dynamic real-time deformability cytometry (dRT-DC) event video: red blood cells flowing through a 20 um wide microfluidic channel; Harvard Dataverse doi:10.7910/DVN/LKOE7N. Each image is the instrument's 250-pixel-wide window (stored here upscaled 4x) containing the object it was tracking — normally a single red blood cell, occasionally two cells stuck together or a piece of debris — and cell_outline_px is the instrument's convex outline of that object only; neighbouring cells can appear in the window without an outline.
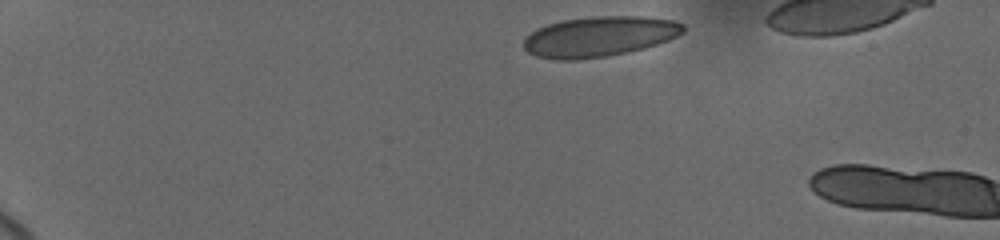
{"species": "human", "species_latin": "Homo sapiens", "temperature_condition": "cold", "stored_images_in_passage": 2, "camera_frame_rate_fps": 3000, "um_per_image_px": 0.085, "donor": {"sex": "female"}, "frame": {"image": 1, "passage_image": 1, "time_ms": 0.0, "image_size_px": [1000, 240], "cell_outline_px": [[684, 32], [668, 40], [644, 48], [628, 52], [608, 56], [576, 60], [556, 60], [536, 56], [528, 52], [524, 48], [524, 40], [536, 28], [560, 20], [592, 16], [644, 16], [672, 20], [684, 24]], "centroid_in_image_um": [50.93, 3.1], "position_along_channel_um": 34.1, "area_um2": 37.57}}